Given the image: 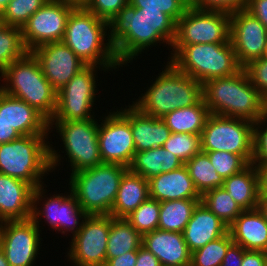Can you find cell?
<instances>
[{
	"label": "cell",
	"mask_w": 267,
	"mask_h": 266,
	"mask_svg": "<svg viewBox=\"0 0 267 266\" xmlns=\"http://www.w3.org/2000/svg\"><path fill=\"white\" fill-rule=\"evenodd\" d=\"M108 29L109 22L106 20L97 17L85 8H74L67 20L62 41L86 65L120 67L112 40L109 33L107 34Z\"/></svg>",
	"instance_id": "cell-5"
},
{
	"label": "cell",
	"mask_w": 267,
	"mask_h": 266,
	"mask_svg": "<svg viewBox=\"0 0 267 266\" xmlns=\"http://www.w3.org/2000/svg\"><path fill=\"white\" fill-rule=\"evenodd\" d=\"M234 243L245 250L267 252V223L258 209L244 210L228 227Z\"/></svg>",
	"instance_id": "cell-26"
},
{
	"label": "cell",
	"mask_w": 267,
	"mask_h": 266,
	"mask_svg": "<svg viewBox=\"0 0 267 266\" xmlns=\"http://www.w3.org/2000/svg\"><path fill=\"white\" fill-rule=\"evenodd\" d=\"M160 202L148 198L125 219L143 236L158 229Z\"/></svg>",
	"instance_id": "cell-38"
},
{
	"label": "cell",
	"mask_w": 267,
	"mask_h": 266,
	"mask_svg": "<svg viewBox=\"0 0 267 266\" xmlns=\"http://www.w3.org/2000/svg\"><path fill=\"white\" fill-rule=\"evenodd\" d=\"M33 190L29 183L0 173V221L31 218Z\"/></svg>",
	"instance_id": "cell-21"
},
{
	"label": "cell",
	"mask_w": 267,
	"mask_h": 266,
	"mask_svg": "<svg viewBox=\"0 0 267 266\" xmlns=\"http://www.w3.org/2000/svg\"><path fill=\"white\" fill-rule=\"evenodd\" d=\"M227 232L228 226L200 201L193 210L191 219L183 231V236L192 253Z\"/></svg>",
	"instance_id": "cell-25"
},
{
	"label": "cell",
	"mask_w": 267,
	"mask_h": 266,
	"mask_svg": "<svg viewBox=\"0 0 267 266\" xmlns=\"http://www.w3.org/2000/svg\"><path fill=\"white\" fill-rule=\"evenodd\" d=\"M119 111L130 122L136 152L163 147L172 133L161 118L146 115L134 105L129 104L125 108L121 107Z\"/></svg>",
	"instance_id": "cell-23"
},
{
	"label": "cell",
	"mask_w": 267,
	"mask_h": 266,
	"mask_svg": "<svg viewBox=\"0 0 267 266\" xmlns=\"http://www.w3.org/2000/svg\"><path fill=\"white\" fill-rule=\"evenodd\" d=\"M242 210L258 208L260 186L258 169L250 163L242 171L225 178L222 186Z\"/></svg>",
	"instance_id": "cell-28"
},
{
	"label": "cell",
	"mask_w": 267,
	"mask_h": 266,
	"mask_svg": "<svg viewBox=\"0 0 267 266\" xmlns=\"http://www.w3.org/2000/svg\"><path fill=\"white\" fill-rule=\"evenodd\" d=\"M0 113L21 136L49 135V122L25 101L0 89ZM49 132V133H48Z\"/></svg>",
	"instance_id": "cell-20"
},
{
	"label": "cell",
	"mask_w": 267,
	"mask_h": 266,
	"mask_svg": "<svg viewBox=\"0 0 267 266\" xmlns=\"http://www.w3.org/2000/svg\"><path fill=\"white\" fill-rule=\"evenodd\" d=\"M3 222L0 221V235H1V229H2Z\"/></svg>",
	"instance_id": "cell-58"
},
{
	"label": "cell",
	"mask_w": 267,
	"mask_h": 266,
	"mask_svg": "<svg viewBox=\"0 0 267 266\" xmlns=\"http://www.w3.org/2000/svg\"><path fill=\"white\" fill-rule=\"evenodd\" d=\"M27 52L21 29L0 23V73Z\"/></svg>",
	"instance_id": "cell-35"
},
{
	"label": "cell",
	"mask_w": 267,
	"mask_h": 266,
	"mask_svg": "<svg viewBox=\"0 0 267 266\" xmlns=\"http://www.w3.org/2000/svg\"><path fill=\"white\" fill-rule=\"evenodd\" d=\"M217 173L224 179L242 171L249 163L238 154L226 151L205 152Z\"/></svg>",
	"instance_id": "cell-40"
},
{
	"label": "cell",
	"mask_w": 267,
	"mask_h": 266,
	"mask_svg": "<svg viewBox=\"0 0 267 266\" xmlns=\"http://www.w3.org/2000/svg\"><path fill=\"white\" fill-rule=\"evenodd\" d=\"M128 167L103 163L72 173L69 188L88 215H110L120 180Z\"/></svg>",
	"instance_id": "cell-8"
},
{
	"label": "cell",
	"mask_w": 267,
	"mask_h": 266,
	"mask_svg": "<svg viewBox=\"0 0 267 266\" xmlns=\"http://www.w3.org/2000/svg\"><path fill=\"white\" fill-rule=\"evenodd\" d=\"M129 4L140 10L161 11L177 22L189 7V0H129Z\"/></svg>",
	"instance_id": "cell-41"
},
{
	"label": "cell",
	"mask_w": 267,
	"mask_h": 266,
	"mask_svg": "<svg viewBox=\"0 0 267 266\" xmlns=\"http://www.w3.org/2000/svg\"><path fill=\"white\" fill-rule=\"evenodd\" d=\"M9 2H10V0H0V14L6 8V6L9 4Z\"/></svg>",
	"instance_id": "cell-56"
},
{
	"label": "cell",
	"mask_w": 267,
	"mask_h": 266,
	"mask_svg": "<svg viewBox=\"0 0 267 266\" xmlns=\"http://www.w3.org/2000/svg\"><path fill=\"white\" fill-rule=\"evenodd\" d=\"M135 266H161L157 257L141 246L137 250V260Z\"/></svg>",
	"instance_id": "cell-51"
},
{
	"label": "cell",
	"mask_w": 267,
	"mask_h": 266,
	"mask_svg": "<svg viewBox=\"0 0 267 266\" xmlns=\"http://www.w3.org/2000/svg\"><path fill=\"white\" fill-rule=\"evenodd\" d=\"M101 71L116 69L119 67H101L86 65L77 72L74 77L57 92V107L51 121L86 120L95 118L91 113L96 99L97 69ZM111 68V69H110ZM93 114V115H92Z\"/></svg>",
	"instance_id": "cell-11"
},
{
	"label": "cell",
	"mask_w": 267,
	"mask_h": 266,
	"mask_svg": "<svg viewBox=\"0 0 267 266\" xmlns=\"http://www.w3.org/2000/svg\"><path fill=\"white\" fill-rule=\"evenodd\" d=\"M163 147L179 157L185 164L201 152V136L188 133H171Z\"/></svg>",
	"instance_id": "cell-39"
},
{
	"label": "cell",
	"mask_w": 267,
	"mask_h": 266,
	"mask_svg": "<svg viewBox=\"0 0 267 266\" xmlns=\"http://www.w3.org/2000/svg\"><path fill=\"white\" fill-rule=\"evenodd\" d=\"M248 0H189V6L198 10L234 13L245 10Z\"/></svg>",
	"instance_id": "cell-43"
},
{
	"label": "cell",
	"mask_w": 267,
	"mask_h": 266,
	"mask_svg": "<svg viewBox=\"0 0 267 266\" xmlns=\"http://www.w3.org/2000/svg\"><path fill=\"white\" fill-rule=\"evenodd\" d=\"M20 137V133L12 126H10L0 113V144L11 142Z\"/></svg>",
	"instance_id": "cell-49"
},
{
	"label": "cell",
	"mask_w": 267,
	"mask_h": 266,
	"mask_svg": "<svg viewBox=\"0 0 267 266\" xmlns=\"http://www.w3.org/2000/svg\"><path fill=\"white\" fill-rule=\"evenodd\" d=\"M103 119L98 129L102 162L129 167L136 152L129 120L117 109Z\"/></svg>",
	"instance_id": "cell-16"
},
{
	"label": "cell",
	"mask_w": 267,
	"mask_h": 266,
	"mask_svg": "<svg viewBox=\"0 0 267 266\" xmlns=\"http://www.w3.org/2000/svg\"><path fill=\"white\" fill-rule=\"evenodd\" d=\"M266 123H267V117L257 121L256 123H254V126H253V159L251 163L254 166H263L267 164V124Z\"/></svg>",
	"instance_id": "cell-42"
},
{
	"label": "cell",
	"mask_w": 267,
	"mask_h": 266,
	"mask_svg": "<svg viewBox=\"0 0 267 266\" xmlns=\"http://www.w3.org/2000/svg\"><path fill=\"white\" fill-rule=\"evenodd\" d=\"M148 198V180L128 169L120 180L110 215L113 218H126Z\"/></svg>",
	"instance_id": "cell-27"
},
{
	"label": "cell",
	"mask_w": 267,
	"mask_h": 266,
	"mask_svg": "<svg viewBox=\"0 0 267 266\" xmlns=\"http://www.w3.org/2000/svg\"><path fill=\"white\" fill-rule=\"evenodd\" d=\"M142 241L143 236L125 218H112L106 259L136 251L142 246Z\"/></svg>",
	"instance_id": "cell-31"
},
{
	"label": "cell",
	"mask_w": 267,
	"mask_h": 266,
	"mask_svg": "<svg viewBox=\"0 0 267 266\" xmlns=\"http://www.w3.org/2000/svg\"><path fill=\"white\" fill-rule=\"evenodd\" d=\"M183 165V161L171 151L164 147H155L147 151L135 152L128 169L148 180L153 176L173 171Z\"/></svg>",
	"instance_id": "cell-29"
},
{
	"label": "cell",
	"mask_w": 267,
	"mask_h": 266,
	"mask_svg": "<svg viewBox=\"0 0 267 266\" xmlns=\"http://www.w3.org/2000/svg\"><path fill=\"white\" fill-rule=\"evenodd\" d=\"M233 243L229 231L191 253L190 266H220L229 246Z\"/></svg>",
	"instance_id": "cell-36"
},
{
	"label": "cell",
	"mask_w": 267,
	"mask_h": 266,
	"mask_svg": "<svg viewBox=\"0 0 267 266\" xmlns=\"http://www.w3.org/2000/svg\"><path fill=\"white\" fill-rule=\"evenodd\" d=\"M200 201L201 199H178L160 202L158 229L183 233Z\"/></svg>",
	"instance_id": "cell-32"
},
{
	"label": "cell",
	"mask_w": 267,
	"mask_h": 266,
	"mask_svg": "<svg viewBox=\"0 0 267 266\" xmlns=\"http://www.w3.org/2000/svg\"><path fill=\"white\" fill-rule=\"evenodd\" d=\"M171 49L168 60L201 84L234 75L242 69L231 42L172 45Z\"/></svg>",
	"instance_id": "cell-7"
},
{
	"label": "cell",
	"mask_w": 267,
	"mask_h": 266,
	"mask_svg": "<svg viewBox=\"0 0 267 266\" xmlns=\"http://www.w3.org/2000/svg\"><path fill=\"white\" fill-rule=\"evenodd\" d=\"M48 0H10L0 14V23L22 28L29 18Z\"/></svg>",
	"instance_id": "cell-37"
},
{
	"label": "cell",
	"mask_w": 267,
	"mask_h": 266,
	"mask_svg": "<svg viewBox=\"0 0 267 266\" xmlns=\"http://www.w3.org/2000/svg\"><path fill=\"white\" fill-rule=\"evenodd\" d=\"M0 75V81L5 82L0 85L2 91L25 101L48 122L51 121L57 107V92L31 52L13 61Z\"/></svg>",
	"instance_id": "cell-6"
},
{
	"label": "cell",
	"mask_w": 267,
	"mask_h": 266,
	"mask_svg": "<svg viewBox=\"0 0 267 266\" xmlns=\"http://www.w3.org/2000/svg\"><path fill=\"white\" fill-rule=\"evenodd\" d=\"M0 266H10L4 253L0 250Z\"/></svg>",
	"instance_id": "cell-55"
},
{
	"label": "cell",
	"mask_w": 267,
	"mask_h": 266,
	"mask_svg": "<svg viewBox=\"0 0 267 266\" xmlns=\"http://www.w3.org/2000/svg\"><path fill=\"white\" fill-rule=\"evenodd\" d=\"M253 126L248 120L210 114L201 132L203 152L226 151L253 159Z\"/></svg>",
	"instance_id": "cell-9"
},
{
	"label": "cell",
	"mask_w": 267,
	"mask_h": 266,
	"mask_svg": "<svg viewBox=\"0 0 267 266\" xmlns=\"http://www.w3.org/2000/svg\"><path fill=\"white\" fill-rule=\"evenodd\" d=\"M69 191L67 195L61 193L62 195L54 194V196L52 195L50 198H45L47 195H45L46 192L43 185L33 190L31 219L37 226L40 225L39 222H41V218H44L43 220L47 221L50 227L54 229L55 232H60L61 235L71 232L72 235L75 236L78 233L83 220L88 214L78 203L70 188ZM42 200L45 201L42 202L43 204L41 207H38L40 204L39 201L41 202Z\"/></svg>",
	"instance_id": "cell-13"
},
{
	"label": "cell",
	"mask_w": 267,
	"mask_h": 266,
	"mask_svg": "<svg viewBox=\"0 0 267 266\" xmlns=\"http://www.w3.org/2000/svg\"><path fill=\"white\" fill-rule=\"evenodd\" d=\"M201 203L228 227L243 212L223 187L209 190L201 196Z\"/></svg>",
	"instance_id": "cell-34"
},
{
	"label": "cell",
	"mask_w": 267,
	"mask_h": 266,
	"mask_svg": "<svg viewBox=\"0 0 267 266\" xmlns=\"http://www.w3.org/2000/svg\"><path fill=\"white\" fill-rule=\"evenodd\" d=\"M251 83L258 89L262 98L267 102V58L251 61L244 67Z\"/></svg>",
	"instance_id": "cell-44"
},
{
	"label": "cell",
	"mask_w": 267,
	"mask_h": 266,
	"mask_svg": "<svg viewBox=\"0 0 267 266\" xmlns=\"http://www.w3.org/2000/svg\"><path fill=\"white\" fill-rule=\"evenodd\" d=\"M149 197L159 202L178 199H201L189 171L183 166L148 179Z\"/></svg>",
	"instance_id": "cell-24"
},
{
	"label": "cell",
	"mask_w": 267,
	"mask_h": 266,
	"mask_svg": "<svg viewBox=\"0 0 267 266\" xmlns=\"http://www.w3.org/2000/svg\"><path fill=\"white\" fill-rule=\"evenodd\" d=\"M177 22L161 11L140 10L130 4L109 22L114 53L121 67L132 62L144 50L158 43L171 49ZM129 61V62H128Z\"/></svg>",
	"instance_id": "cell-1"
},
{
	"label": "cell",
	"mask_w": 267,
	"mask_h": 266,
	"mask_svg": "<svg viewBox=\"0 0 267 266\" xmlns=\"http://www.w3.org/2000/svg\"><path fill=\"white\" fill-rule=\"evenodd\" d=\"M40 227L31 218L3 222L0 250L10 266L34 265L42 246Z\"/></svg>",
	"instance_id": "cell-17"
},
{
	"label": "cell",
	"mask_w": 267,
	"mask_h": 266,
	"mask_svg": "<svg viewBox=\"0 0 267 266\" xmlns=\"http://www.w3.org/2000/svg\"><path fill=\"white\" fill-rule=\"evenodd\" d=\"M231 14L188 7L177 21L172 45L230 42Z\"/></svg>",
	"instance_id": "cell-12"
},
{
	"label": "cell",
	"mask_w": 267,
	"mask_h": 266,
	"mask_svg": "<svg viewBox=\"0 0 267 266\" xmlns=\"http://www.w3.org/2000/svg\"><path fill=\"white\" fill-rule=\"evenodd\" d=\"M256 167L259 174L260 197H267V164Z\"/></svg>",
	"instance_id": "cell-52"
},
{
	"label": "cell",
	"mask_w": 267,
	"mask_h": 266,
	"mask_svg": "<svg viewBox=\"0 0 267 266\" xmlns=\"http://www.w3.org/2000/svg\"><path fill=\"white\" fill-rule=\"evenodd\" d=\"M97 121L96 118H92L49 122V131L55 128L62 139L71 174L103 164L99 152Z\"/></svg>",
	"instance_id": "cell-10"
},
{
	"label": "cell",
	"mask_w": 267,
	"mask_h": 266,
	"mask_svg": "<svg viewBox=\"0 0 267 266\" xmlns=\"http://www.w3.org/2000/svg\"><path fill=\"white\" fill-rule=\"evenodd\" d=\"M264 58H267V44H266V50H265V53H264Z\"/></svg>",
	"instance_id": "cell-57"
},
{
	"label": "cell",
	"mask_w": 267,
	"mask_h": 266,
	"mask_svg": "<svg viewBox=\"0 0 267 266\" xmlns=\"http://www.w3.org/2000/svg\"><path fill=\"white\" fill-rule=\"evenodd\" d=\"M185 165L200 196L223 186L224 178L217 173L205 152L194 155Z\"/></svg>",
	"instance_id": "cell-33"
},
{
	"label": "cell",
	"mask_w": 267,
	"mask_h": 266,
	"mask_svg": "<svg viewBox=\"0 0 267 266\" xmlns=\"http://www.w3.org/2000/svg\"><path fill=\"white\" fill-rule=\"evenodd\" d=\"M165 68V69H164ZM162 69L150 87L132 102L142 113L162 118L175 109L194 106L203 99V85L170 61Z\"/></svg>",
	"instance_id": "cell-4"
},
{
	"label": "cell",
	"mask_w": 267,
	"mask_h": 266,
	"mask_svg": "<svg viewBox=\"0 0 267 266\" xmlns=\"http://www.w3.org/2000/svg\"><path fill=\"white\" fill-rule=\"evenodd\" d=\"M137 250L118 256L117 258L106 259L105 266H135Z\"/></svg>",
	"instance_id": "cell-50"
},
{
	"label": "cell",
	"mask_w": 267,
	"mask_h": 266,
	"mask_svg": "<svg viewBox=\"0 0 267 266\" xmlns=\"http://www.w3.org/2000/svg\"><path fill=\"white\" fill-rule=\"evenodd\" d=\"M73 9L74 7L57 0H48L38 9L21 28L27 51L46 43L62 41Z\"/></svg>",
	"instance_id": "cell-15"
},
{
	"label": "cell",
	"mask_w": 267,
	"mask_h": 266,
	"mask_svg": "<svg viewBox=\"0 0 267 266\" xmlns=\"http://www.w3.org/2000/svg\"><path fill=\"white\" fill-rule=\"evenodd\" d=\"M112 218L111 215H88L83 220L67 251L73 266H105Z\"/></svg>",
	"instance_id": "cell-14"
},
{
	"label": "cell",
	"mask_w": 267,
	"mask_h": 266,
	"mask_svg": "<svg viewBox=\"0 0 267 266\" xmlns=\"http://www.w3.org/2000/svg\"><path fill=\"white\" fill-rule=\"evenodd\" d=\"M230 42L239 65L244 68L251 61L264 56L267 44V29L246 10L231 13Z\"/></svg>",
	"instance_id": "cell-18"
},
{
	"label": "cell",
	"mask_w": 267,
	"mask_h": 266,
	"mask_svg": "<svg viewBox=\"0 0 267 266\" xmlns=\"http://www.w3.org/2000/svg\"><path fill=\"white\" fill-rule=\"evenodd\" d=\"M53 89L60 91L86 64L63 41L43 44L30 51Z\"/></svg>",
	"instance_id": "cell-19"
},
{
	"label": "cell",
	"mask_w": 267,
	"mask_h": 266,
	"mask_svg": "<svg viewBox=\"0 0 267 266\" xmlns=\"http://www.w3.org/2000/svg\"><path fill=\"white\" fill-rule=\"evenodd\" d=\"M209 115L208 107L202 99L194 106L175 109L161 119L172 133L201 135Z\"/></svg>",
	"instance_id": "cell-30"
},
{
	"label": "cell",
	"mask_w": 267,
	"mask_h": 266,
	"mask_svg": "<svg viewBox=\"0 0 267 266\" xmlns=\"http://www.w3.org/2000/svg\"><path fill=\"white\" fill-rule=\"evenodd\" d=\"M142 246L158 258L161 266L191 264V252L183 233L156 229L143 235Z\"/></svg>",
	"instance_id": "cell-22"
},
{
	"label": "cell",
	"mask_w": 267,
	"mask_h": 266,
	"mask_svg": "<svg viewBox=\"0 0 267 266\" xmlns=\"http://www.w3.org/2000/svg\"><path fill=\"white\" fill-rule=\"evenodd\" d=\"M203 85V100L209 113L256 123L267 117V102L251 83L246 71L213 78Z\"/></svg>",
	"instance_id": "cell-2"
},
{
	"label": "cell",
	"mask_w": 267,
	"mask_h": 266,
	"mask_svg": "<svg viewBox=\"0 0 267 266\" xmlns=\"http://www.w3.org/2000/svg\"><path fill=\"white\" fill-rule=\"evenodd\" d=\"M128 4L129 0H89L85 9L94 13L97 17L110 22Z\"/></svg>",
	"instance_id": "cell-45"
},
{
	"label": "cell",
	"mask_w": 267,
	"mask_h": 266,
	"mask_svg": "<svg viewBox=\"0 0 267 266\" xmlns=\"http://www.w3.org/2000/svg\"><path fill=\"white\" fill-rule=\"evenodd\" d=\"M74 8H85L89 0H57Z\"/></svg>",
	"instance_id": "cell-53"
},
{
	"label": "cell",
	"mask_w": 267,
	"mask_h": 266,
	"mask_svg": "<svg viewBox=\"0 0 267 266\" xmlns=\"http://www.w3.org/2000/svg\"><path fill=\"white\" fill-rule=\"evenodd\" d=\"M244 250L239 244L233 242L229 246L220 266H241Z\"/></svg>",
	"instance_id": "cell-47"
},
{
	"label": "cell",
	"mask_w": 267,
	"mask_h": 266,
	"mask_svg": "<svg viewBox=\"0 0 267 266\" xmlns=\"http://www.w3.org/2000/svg\"><path fill=\"white\" fill-rule=\"evenodd\" d=\"M258 209L263 213L267 223V197H260Z\"/></svg>",
	"instance_id": "cell-54"
},
{
	"label": "cell",
	"mask_w": 267,
	"mask_h": 266,
	"mask_svg": "<svg viewBox=\"0 0 267 266\" xmlns=\"http://www.w3.org/2000/svg\"><path fill=\"white\" fill-rule=\"evenodd\" d=\"M245 10L257 18L267 29V0H248Z\"/></svg>",
	"instance_id": "cell-46"
},
{
	"label": "cell",
	"mask_w": 267,
	"mask_h": 266,
	"mask_svg": "<svg viewBox=\"0 0 267 266\" xmlns=\"http://www.w3.org/2000/svg\"><path fill=\"white\" fill-rule=\"evenodd\" d=\"M47 136L27 135L1 143L0 173L23 180L34 189L46 186L42 182L43 176L55 171L61 162V154L47 141Z\"/></svg>",
	"instance_id": "cell-3"
},
{
	"label": "cell",
	"mask_w": 267,
	"mask_h": 266,
	"mask_svg": "<svg viewBox=\"0 0 267 266\" xmlns=\"http://www.w3.org/2000/svg\"><path fill=\"white\" fill-rule=\"evenodd\" d=\"M241 266H267V252L244 250Z\"/></svg>",
	"instance_id": "cell-48"
}]
</instances>
